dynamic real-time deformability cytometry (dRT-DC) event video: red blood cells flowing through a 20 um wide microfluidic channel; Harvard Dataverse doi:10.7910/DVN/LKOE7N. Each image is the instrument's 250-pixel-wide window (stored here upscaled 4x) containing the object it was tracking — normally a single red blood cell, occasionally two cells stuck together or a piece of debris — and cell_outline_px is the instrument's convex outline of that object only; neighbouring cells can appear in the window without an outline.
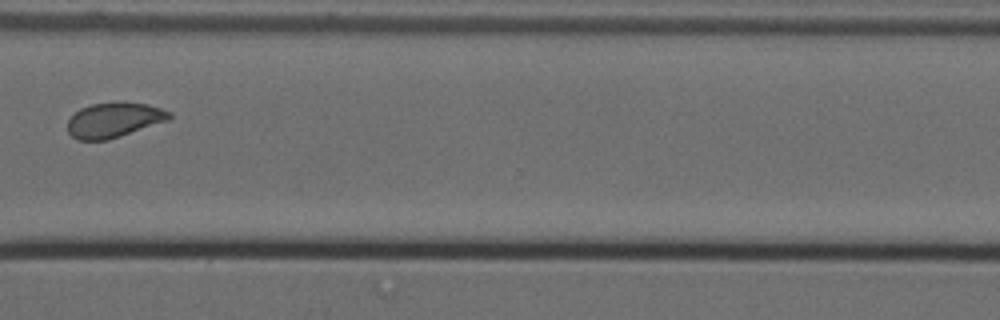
{"species": "Egyptian fruit bat (a non-hibernating species)", "species_latin": "Rousettus aegyptiacus", "temperature_condition": "cold", "stored_images_in_passage": 11, "camera_frame_rate_fps": 3000, "um_per_image_px": 0.085, "animal": {"sex": "female"}, "frame": {"image": 1, "passage_image": 11, "time_ms": 3.333, "image_size_px": [1000, 320], "cell_outline_px": [[172, 116], [168, 120], [108, 140], [76, 140], [68, 132], [68, 120], [80, 108], [92, 104], [148, 104], [172, 112]], "centroid_in_image_um": [9.67, 10.23], "position_along_channel_um": 360.9, "area_um2": 20.11}}